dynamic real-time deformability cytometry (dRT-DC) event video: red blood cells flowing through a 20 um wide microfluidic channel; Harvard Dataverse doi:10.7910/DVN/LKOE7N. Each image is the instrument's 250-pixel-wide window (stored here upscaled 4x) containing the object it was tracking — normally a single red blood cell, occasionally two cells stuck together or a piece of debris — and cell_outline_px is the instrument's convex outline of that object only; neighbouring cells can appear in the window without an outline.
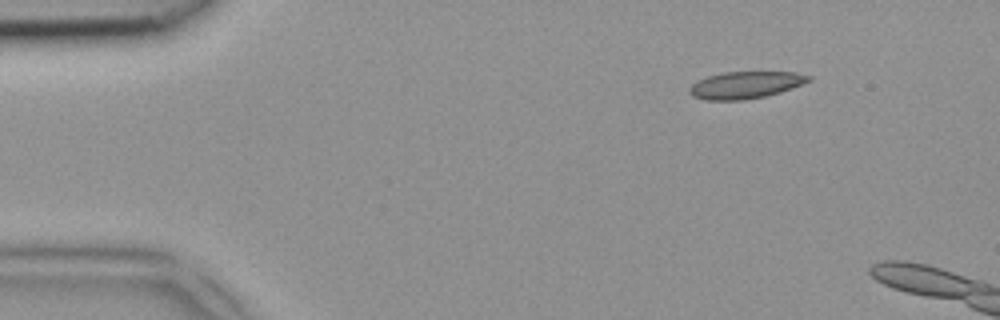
{"species": "common noctule bat (a hibernating species)", "species_latin": "Nyctalus noctula", "temperature_condition": "room temperature", "stored_images_in_passage": 7, "camera_frame_rate_fps": 3000, "um_per_image_px": 0.085, "animal": {"sex": "female", "body_mass_g": 18.4}, "frame": {"image": 1, "passage_image": 3, "time_ms": 0.667, "image_size_px": [1000, 320], "cell_outline_px": [[812, 80], [780, 92], [764, 96], [744, 100], [708, 100], [692, 96], [688, 92], [688, 88], [696, 80], [708, 76], [724, 72], [796, 72], [812, 76]], "centroid_in_image_um": [63.34, 7.22], "position_along_channel_um": 21.7, "area_um2": 18.79}}